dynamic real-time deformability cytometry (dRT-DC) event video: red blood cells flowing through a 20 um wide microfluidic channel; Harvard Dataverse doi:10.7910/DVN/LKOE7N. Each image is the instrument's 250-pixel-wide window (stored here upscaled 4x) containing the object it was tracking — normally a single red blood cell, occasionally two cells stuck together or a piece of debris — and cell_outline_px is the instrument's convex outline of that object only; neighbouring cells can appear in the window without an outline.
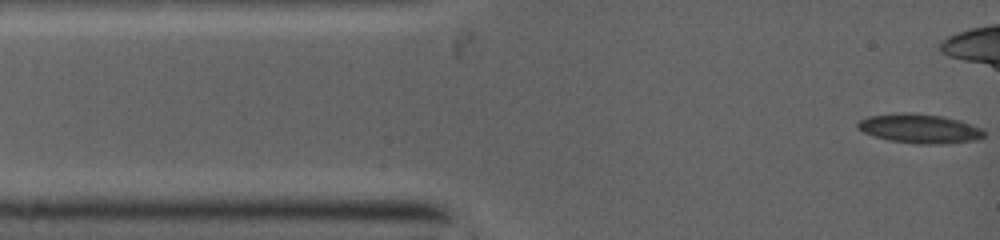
{"species": "common noctule bat (a hibernating species)", "species_latin": "Nyctalus noctula", "temperature_condition": "warm", "stored_images_in_passage": 36, "camera_frame_rate_fps": 5000, "um_per_image_px": 0.085, "animal": {"sex": "female", "body_mass_g": 19.0, "forearm_length_mm": 53.3}, "frame": {"image": 1, "passage_image": 1, "time_ms": 0.0, "image_size_px": [1000, 240], "cell_outline_px": [[984, 136], [976, 140], [892, 140], [876, 136], [864, 132], [856, 124], [860, 120], [868, 116], [900, 112], [904, 112], [940, 116], [960, 120], [980, 128], [984, 132]], "centroid_in_image_um": [78.09, 10.84], "position_along_channel_um": 6.9, "area_um2": 19.59}}
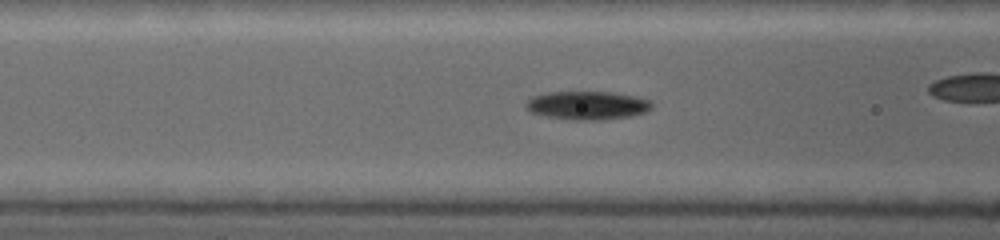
{"frame": {"image": 2, "passage_image": 24, "time_ms": 3.8, "image_size_px": [1000, 240], "cell_outline_px": [[652, 108], [644, 112], [628, 116], [548, 116], [532, 112], [528, 108], [528, 100], [536, 96], [552, 92], [608, 92], [636, 96], [648, 100], [652, 104]], "centroid_in_image_um": [49.98, 8.87], "position_along_channel_um": 116.6, "area_um2": 18.73}}
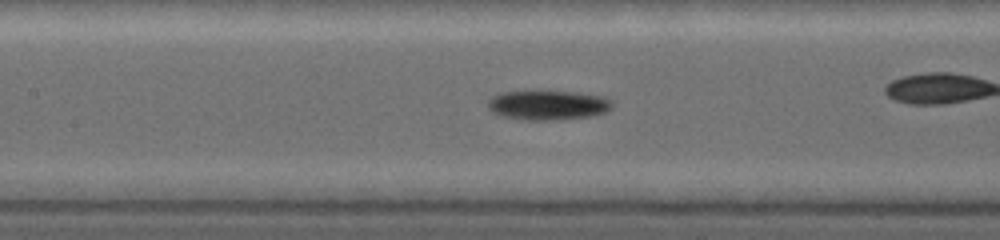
{"frame": {"image": 3, "passage_image": 30, "time_ms": 4.8, "image_size_px": [1000, 240], "cell_outline_px": [[608, 108], [600, 112], [588, 116], [548, 120], [524, 120], [504, 116], [496, 112], [488, 104], [488, 100], [492, 96], [504, 92], [568, 92], [596, 96], [604, 100], [608, 104]], "centroid_in_image_um": [46.42, 8.94], "position_along_channel_um": 161.0, "area_um2": 19.88}}